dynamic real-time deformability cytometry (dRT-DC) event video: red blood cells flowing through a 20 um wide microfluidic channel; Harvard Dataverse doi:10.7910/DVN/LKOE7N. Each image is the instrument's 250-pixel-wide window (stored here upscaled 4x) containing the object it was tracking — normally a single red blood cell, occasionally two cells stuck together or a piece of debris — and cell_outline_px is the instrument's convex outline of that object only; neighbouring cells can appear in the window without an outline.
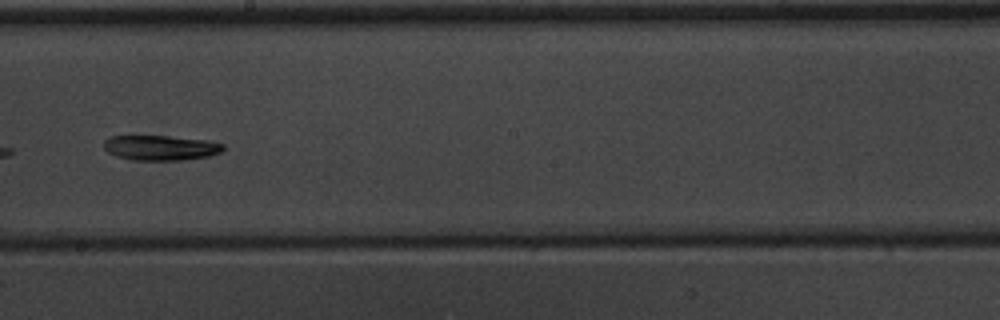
{"species": "common noctule bat (a hibernating species)", "species_latin": "Nyctalus noctula", "temperature_condition": "warm", "stored_images_in_passage": 8, "camera_frame_rate_fps": 3000, "um_per_image_px": 0.085, "animal": {"sex": "male", "body_mass_g": 20.1, "forearm_length_mm": 53.5}, "frame": {"image": 1, "passage_image": 8, "time_ms": 8.333, "image_size_px": [1000, 320], "cell_outline_px": [[224, 148], [220, 152], [208, 156], [184, 160], [132, 160], [116, 156], [108, 152], [104, 148], [104, 140], [108, 136], [168, 136], [208, 140], [224, 144]], "centroid_in_image_um": [13.64, 12.56], "position_along_channel_um": 234.6, "area_um2": 17.46}}